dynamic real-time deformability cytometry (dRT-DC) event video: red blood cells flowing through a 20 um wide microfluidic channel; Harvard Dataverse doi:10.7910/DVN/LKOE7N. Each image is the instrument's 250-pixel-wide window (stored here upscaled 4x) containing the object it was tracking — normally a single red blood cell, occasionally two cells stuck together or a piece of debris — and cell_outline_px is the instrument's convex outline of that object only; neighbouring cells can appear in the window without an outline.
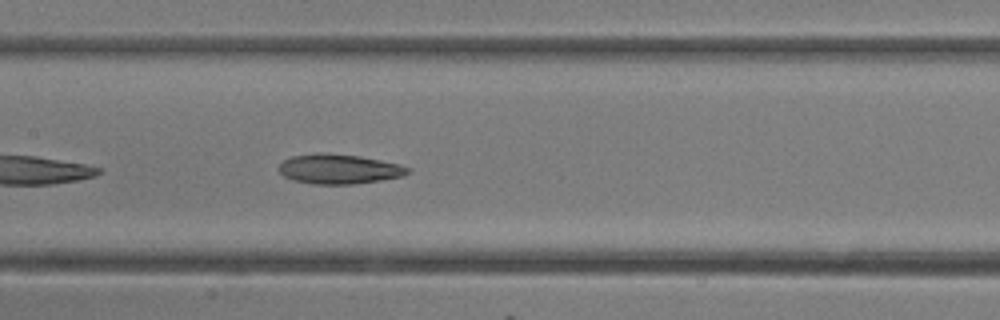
{"species": "common noctule bat (a hibernating species)", "species_latin": "Nyctalus noctula", "temperature_condition": "room temperature", "stored_images_in_passage": 13, "camera_frame_rate_fps": 3000, "um_per_image_px": 0.085, "animal": {"sex": "female"}, "frame": {"image": 1, "passage_image": 13, "time_ms": 4.0, "image_size_px": [1000, 320], "cell_outline_px": [[412, 172], [404, 176], [380, 180], [352, 184], [312, 184], [292, 180], [284, 176], [276, 168], [284, 160], [292, 156], [312, 152], [328, 152], [360, 156], [380, 160], [412, 168]], "centroid_in_image_um": [28.79, 14.35], "position_along_channel_um": 178.6, "area_um2": 22.66}}